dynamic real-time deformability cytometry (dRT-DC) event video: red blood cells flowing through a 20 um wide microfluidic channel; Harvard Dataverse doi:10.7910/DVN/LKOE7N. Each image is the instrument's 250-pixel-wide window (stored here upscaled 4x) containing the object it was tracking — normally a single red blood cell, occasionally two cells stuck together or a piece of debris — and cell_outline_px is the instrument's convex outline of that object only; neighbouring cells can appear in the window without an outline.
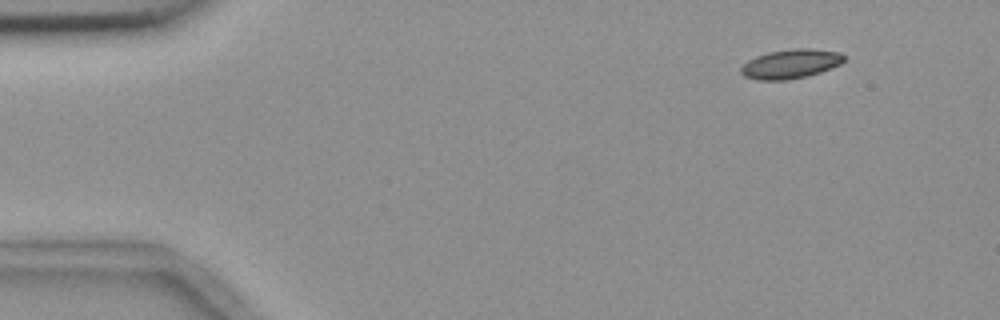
{"species": "common noctule bat (a hibernating species)", "species_latin": "Nyctalus noctula", "temperature_condition": "room temperature", "stored_images_in_passage": 3, "camera_frame_rate_fps": 3000, "um_per_image_px": 0.085, "animal": {"sex": "female", "body_mass_g": 18.4}, "frame": {"image": 1, "passage_image": 1, "time_ms": 0.0, "image_size_px": [1000, 320], "cell_outline_px": [[844, 60], [840, 64], [820, 72], [808, 76], [784, 80], [756, 80], [744, 76], [740, 72], [740, 68], [748, 60], [756, 56], [768, 52], [792, 48], [808, 48], [840, 52], [844, 56]], "centroid_in_image_um": [67.18, 5.43], "position_along_channel_um": 17.8, "area_um2": 17.57}}
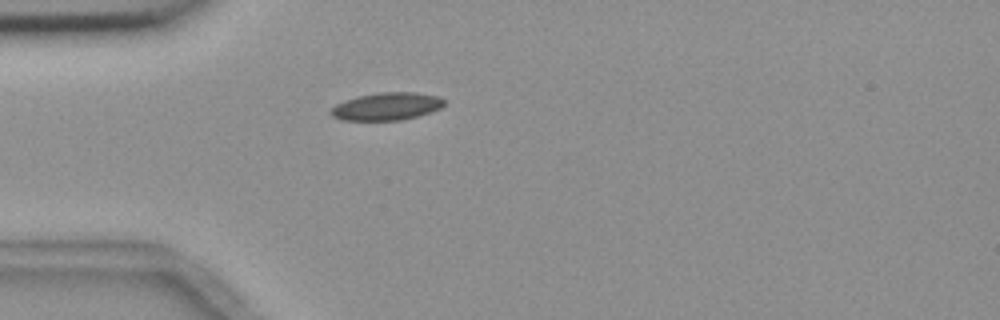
{"frame": {"image": 2, "passage_image": 3, "time_ms": 3.333, "image_size_px": [1000, 320], "cell_outline_px": [[444, 104], [440, 108], [432, 112], [400, 120], [340, 120], [332, 116], [328, 112], [336, 104], [344, 100], [360, 96], [380, 92], [412, 92], [440, 96], [444, 100]], "centroid_in_image_um": [32.86, 9.04], "position_along_channel_um": 52.1, "area_um2": 18.21}}